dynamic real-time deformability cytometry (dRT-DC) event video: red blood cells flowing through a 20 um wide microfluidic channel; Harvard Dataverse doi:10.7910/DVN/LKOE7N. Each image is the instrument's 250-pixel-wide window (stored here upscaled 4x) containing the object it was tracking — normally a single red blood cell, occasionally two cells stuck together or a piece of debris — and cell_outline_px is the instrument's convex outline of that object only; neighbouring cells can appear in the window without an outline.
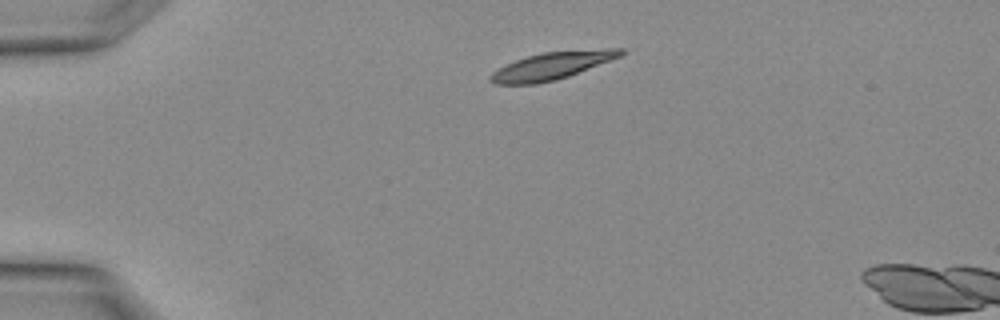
{"species": "Egyptian fruit bat (a non-hibernating species)", "species_latin": "Rousettus aegyptiacus", "temperature_condition": "warm", "stored_images_in_passage": 4, "camera_frame_rate_fps": 3000, "um_per_image_px": 0.085, "animal": {"sex": "female"}, "frame": {"image": 1, "passage_image": 4, "time_ms": 1.0, "image_size_px": [1000, 320], "cell_outline_px": [[624, 52], [620, 56], [568, 76], [556, 80], [536, 84], [492, 84], [488, 80], [488, 76], [492, 72], [516, 60], [528, 56], [544, 52], [608, 48], [624, 48]], "centroid_in_image_um": [46.88, 5.6], "position_along_channel_um": 38.1, "area_um2": 20.52}}